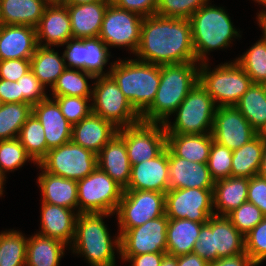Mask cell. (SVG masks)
<instances>
[{
    "label": "cell",
    "mask_w": 266,
    "mask_h": 266,
    "mask_svg": "<svg viewBox=\"0 0 266 266\" xmlns=\"http://www.w3.org/2000/svg\"><path fill=\"white\" fill-rule=\"evenodd\" d=\"M17 83L19 84L20 94H23V103H29L33 106L48 97L45 93V86L31 70L18 79Z\"/></svg>",
    "instance_id": "c3c4849f"
},
{
    "label": "cell",
    "mask_w": 266,
    "mask_h": 266,
    "mask_svg": "<svg viewBox=\"0 0 266 266\" xmlns=\"http://www.w3.org/2000/svg\"><path fill=\"white\" fill-rule=\"evenodd\" d=\"M208 266H257L250 256L243 252L233 256L219 258L214 262H209Z\"/></svg>",
    "instance_id": "11a10c76"
},
{
    "label": "cell",
    "mask_w": 266,
    "mask_h": 266,
    "mask_svg": "<svg viewBox=\"0 0 266 266\" xmlns=\"http://www.w3.org/2000/svg\"><path fill=\"white\" fill-rule=\"evenodd\" d=\"M109 75L141 116L153 103L160 84V65L129 59L111 63Z\"/></svg>",
    "instance_id": "277c9868"
},
{
    "label": "cell",
    "mask_w": 266,
    "mask_h": 266,
    "mask_svg": "<svg viewBox=\"0 0 266 266\" xmlns=\"http://www.w3.org/2000/svg\"><path fill=\"white\" fill-rule=\"evenodd\" d=\"M144 17L110 3L105 11L99 38L108 47H128L135 54L140 43Z\"/></svg>",
    "instance_id": "5bb4252c"
},
{
    "label": "cell",
    "mask_w": 266,
    "mask_h": 266,
    "mask_svg": "<svg viewBox=\"0 0 266 266\" xmlns=\"http://www.w3.org/2000/svg\"><path fill=\"white\" fill-rule=\"evenodd\" d=\"M125 142L131 165L157 157L166 148V130L163 123L140 121L118 129Z\"/></svg>",
    "instance_id": "4fadbf2b"
},
{
    "label": "cell",
    "mask_w": 266,
    "mask_h": 266,
    "mask_svg": "<svg viewBox=\"0 0 266 266\" xmlns=\"http://www.w3.org/2000/svg\"><path fill=\"white\" fill-rule=\"evenodd\" d=\"M68 245L38 233L28 237L25 266H59Z\"/></svg>",
    "instance_id": "d6a6232c"
},
{
    "label": "cell",
    "mask_w": 266,
    "mask_h": 266,
    "mask_svg": "<svg viewBox=\"0 0 266 266\" xmlns=\"http://www.w3.org/2000/svg\"><path fill=\"white\" fill-rule=\"evenodd\" d=\"M204 223L189 219H169L167 226V255L178 257L193 253Z\"/></svg>",
    "instance_id": "1f68e13d"
},
{
    "label": "cell",
    "mask_w": 266,
    "mask_h": 266,
    "mask_svg": "<svg viewBox=\"0 0 266 266\" xmlns=\"http://www.w3.org/2000/svg\"><path fill=\"white\" fill-rule=\"evenodd\" d=\"M39 165L48 173L79 181L97 167V155L69 141L48 151Z\"/></svg>",
    "instance_id": "7c38bea8"
},
{
    "label": "cell",
    "mask_w": 266,
    "mask_h": 266,
    "mask_svg": "<svg viewBox=\"0 0 266 266\" xmlns=\"http://www.w3.org/2000/svg\"><path fill=\"white\" fill-rule=\"evenodd\" d=\"M198 81L199 63L198 66L195 62L160 65L156 97L141 115V121L164 124Z\"/></svg>",
    "instance_id": "7a4b0ae2"
},
{
    "label": "cell",
    "mask_w": 266,
    "mask_h": 266,
    "mask_svg": "<svg viewBox=\"0 0 266 266\" xmlns=\"http://www.w3.org/2000/svg\"><path fill=\"white\" fill-rule=\"evenodd\" d=\"M257 21L259 27H261L264 32L262 36L266 39V12H259L257 15Z\"/></svg>",
    "instance_id": "680465c9"
},
{
    "label": "cell",
    "mask_w": 266,
    "mask_h": 266,
    "mask_svg": "<svg viewBox=\"0 0 266 266\" xmlns=\"http://www.w3.org/2000/svg\"><path fill=\"white\" fill-rule=\"evenodd\" d=\"M27 240L22 232L8 230L0 233V266H25Z\"/></svg>",
    "instance_id": "ab89813d"
},
{
    "label": "cell",
    "mask_w": 266,
    "mask_h": 266,
    "mask_svg": "<svg viewBox=\"0 0 266 266\" xmlns=\"http://www.w3.org/2000/svg\"><path fill=\"white\" fill-rule=\"evenodd\" d=\"M111 1L85 4H65L75 39L96 38L101 31L105 11Z\"/></svg>",
    "instance_id": "484cf974"
},
{
    "label": "cell",
    "mask_w": 266,
    "mask_h": 266,
    "mask_svg": "<svg viewBox=\"0 0 266 266\" xmlns=\"http://www.w3.org/2000/svg\"><path fill=\"white\" fill-rule=\"evenodd\" d=\"M97 1H110V0H63V4H85L94 3Z\"/></svg>",
    "instance_id": "94428289"
},
{
    "label": "cell",
    "mask_w": 266,
    "mask_h": 266,
    "mask_svg": "<svg viewBox=\"0 0 266 266\" xmlns=\"http://www.w3.org/2000/svg\"><path fill=\"white\" fill-rule=\"evenodd\" d=\"M166 215L148 220L143 225L126 230L120 236V256H135L145 253H167Z\"/></svg>",
    "instance_id": "2e32d148"
},
{
    "label": "cell",
    "mask_w": 266,
    "mask_h": 266,
    "mask_svg": "<svg viewBox=\"0 0 266 266\" xmlns=\"http://www.w3.org/2000/svg\"><path fill=\"white\" fill-rule=\"evenodd\" d=\"M160 266H177V257L166 255Z\"/></svg>",
    "instance_id": "91938a15"
},
{
    "label": "cell",
    "mask_w": 266,
    "mask_h": 266,
    "mask_svg": "<svg viewBox=\"0 0 266 266\" xmlns=\"http://www.w3.org/2000/svg\"><path fill=\"white\" fill-rule=\"evenodd\" d=\"M111 3L121 9L148 17L156 14L159 0H110Z\"/></svg>",
    "instance_id": "f907efd6"
},
{
    "label": "cell",
    "mask_w": 266,
    "mask_h": 266,
    "mask_svg": "<svg viewBox=\"0 0 266 266\" xmlns=\"http://www.w3.org/2000/svg\"><path fill=\"white\" fill-rule=\"evenodd\" d=\"M98 168L123 189L129 184L130 164L124 139L117 133L97 154Z\"/></svg>",
    "instance_id": "4316f807"
},
{
    "label": "cell",
    "mask_w": 266,
    "mask_h": 266,
    "mask_svg": "<svg viewBox=\"0 0 266 266\" xmlns=\"http://www.w3.org/2000/svg\"><path fill=\"white\" fill-rule=\"evenodd\" d=\"M136 55L156 65L196 62L189 19L144 17Z\"/></svg>",
    "instance_id": "6da1fadb"
},
{
    "label": "cell",
    "mask_w": 266,
    "mask_h": 266,
    "mask_svg": "<svg viewBox=\"0 0 266 266\" xmlns=\"http://www.w3.org/2000/svg\"><path fill=\"white\" fill-rule=\"evenodd\" d=\"M169 161L166 147L157 157L132 165L129 184L124 190H169Z\"/></svg>",
    "instance_id": "d6986e66"
},
{
    "label": "cell",
    "mask_w": 266,
    "mask_h": 266,
    "mask_svg": "<svg viewBox=\"0 0 266 266\" xmlns=\"http://www.w3.org/2000/svg\"><path fill=\"white\" fill-rule=\"evenodd\" d=\"M38 46H63L73 38L67 6L63 3L47 5L36 26ZM45 43H42L44 42Z\"/></svg>",
    "instance_id": "ffe728a7"
},
{
    "label": "cell",
    "mask_w": 266,
    "mask_h": 266,
    "mask_svg": "<svg viewBox=\"0 0 266 266\" xmlns=\"http://www.w3.org/2000/svg\"><path fill=\"white\" fill-rule=\"evenodd\" d=\"M167 253H145L135 256H121L122 260L128 261L131 266H160Z\"/></svg>",
    "instance_id": "db71d44e"
},
{
    "label": "cell",
    "mask_w": 266,
    "mask_h": 266,
    "mask_svg": "<svg viewBox=\"0 0 266 266\" xmlns=\"http://www.w3.org/2000/svg\"><path fill=\"white\" fill-rule=\"evenodd\" d=\"M117 132L111 122L91 113L72 126L71 141L97 155Z\"/></svg>",
    "instance_id": "cb8c5ba5"
},
{
    "label": "cell",
    "mask_w": 266,
    "mask_h": 266,
    "mask_svg": "<svg viewBox=\"0 0 266 266\" xmlns=\"http://www.w3.org/2000/svg\"><path fill=\"white\" fill-rule=\"evenodd\" d=\"M247 201L255 204L266 217V180L258 175L249 178Z\"/></svg>",
    "instance_id": "816d5d0a"
},
{
    "label": "cell",
    "mask_w": 266,
    "mask_h": 266,
    "mask_svg": "<svg viewBox=\"0 0 266 266\" xmlns=\"http://www.w3.org/2000/svg\"><path fill=\"white\" fill-rule=\"evenodd\" d=\"M46 7L42 0H0V22L36 27Z\"/></svg>",
    "instance_id": "4dcf8cb0"
},
{
    "label": "cell",
    "mask_w": 266,
    "mask_h": 266,
    "mask_svg": "<svg viewBox=\"0 0 266 266\" xmlns=\"http://www.w3.org/2000/svg\"><path fill=\"white\" fill-rule=\"evenodd\" d=\"M26 161H32L18 138L0 141V174L6 179V172L22 167Z\"/></svg>",
    "instance_id": "b9f144b4"
},
{
    "label": "cell",
    "mask_w": 266,
    "mask_h": 266,
    "mask_svg": "<svg viewBox=\"0 0 266 266\" xmlns=\"http://www.w3.org/2000/svg\"><path fill=\"white\" fill-rule=\"evenodd\" d=\"M255 2L259 3L260 5L264 6L263 8L266 7V0H254ZM261 12H266V10H262Z\"/></svg>",
    "instance_id": "03108f58"
},
{
    "label": "cell",
    "mask_w": 266,
    "mask_h": 266,
    "mask_svg": "<svg viewBox=\"0 0 266 266\" xmlns=\"http://www.w3.org/2000/svg\"><path fill=\"white\" fill-rule=\"evenodd\" d=\"M227 217L235 228L245 236L265 217L262 211L251 202H244L230 212Z\"/></svg>",
    "instance_id": "f6af8a7d"
},
{
    "label": "cell",
    "mask_w": 266,
    "mask_h": 266,
    "mask_svg": "<svg viewBox=\"0 0 266 266\" xmlns=\"http://www.w3.org/2000/svg\"><path fill=\"white\" fill-rule=\"evenodd\" d=\"M235 61L244 69L254 84H266V39L262 36Z\"/></svg>",
    "instance_id": "60d3db41"
},
{
    "label": "cell",
    "mask_w": 266,
    "mask_h": 266,
    "mask_svg": "<svg viewBox=\"0 0 266 266\" xmlns=\"http://www.w3.org/2000/svg\"><path fill=\"white\" fill-rule=\"evenodd\" d=\"M78 214L73 209L42 202L41 231L38 234L55 238L70 246L74 239Z\"/></svg>",
    "instance_id": "d4e9b609"
},
{
    "label": "cell",
    "mask_w": 266,
    "mask_h": 266,
    "mask_svg": "<svg viewBox=\"0 0 266 266\" xmlns=\"http://www.w3.org/2000/svg\"><path fill=\"white\" fill-rule=\"evenodd\" d=\"M232 156V150L215 141L212 142L207 165L214 181L231 176Z\"/></svg>",
    "instance_id": "7bdbcfd3"
},
{
    "label": "cell",
    "mask_w": 266,
    "mask_h": 266,
    "mask_svg": "<svg viewBox=\"0 0 266 266\" xmlns=\"http://www.w3.org/2000/svg\"><path fill=\"white\" fill-rule=\"evenodd\" d=\"M199 82L217 107L235 106L252 84L249 75L236 61L220 64L212 71L208 61L199 63Z\"/></svg>",
    "instance_id": "8992f818"
},
{
    "label": "cell",
    "mask_w": 266,
    "mask_h": 266,
    "mask_svg": "<svg viewBox=\"0 0 266 266\" xmlns=\"http://www.w3.org/2000/svg\"><path fill=\"white\" fill-rule=\"evenodd\" d=\"M249 178L228 177L215 181L213 188L214 215L227 216L247 201Z\"/></svg>",
    "instance_id": "f1b7e54d"
},
{
    "label": "cell",
    "mask_w": 266,
    "mask_h": 266,
    "mask_svg": "<svg viewBox=\"0 0 266 266\" xmlns=\"http://www.w3.org/2000/svg\"><path fill=\"white\" fill-rule=\"evenodd\" d=\"M30 71V59H7L0 61V79L17 81Z\"/></svg>",
    "instance_id": "681fc988"
},
{
    "label": "cell",
    "mask_w": 266,
    "mask_h": 266,
    "mask_svg": "<svg viewBox=\"0 0 266 266\" xmlns=\"http://www.w3.org/2000/svg\"><path fill=\"white\" fill-rule=\"evenodd\" d=\"M42 169L38 176L42 201L52 205H58L73 210L78 209V186L77 181L56 176Z\"/></svg>",
    "instance_id": "83f0119b"
},
{
    "label": "cell",
    "mask_w": 266,
    "mask_h": 266,
    "mask_svg": "<svg viewBox=\"0 0 266 266\" xmlns=\"http://www.w3.org/2000/svg\"><path fill=\"white\" fill-rule=\"evenodd\" d=\"M32 113L38 118L44 129L47 153L71 141L72 125L66 120L54 98L47 97L32 106Z\"/></svg>",
    "instance_id": "7402d4cb"
},
{
    "label": "cell",
    "mask_w": 266,
    "mask_h": 266,
    "mask_svg": "<svg viewBox=\"0 0 266 266\" xmlns=\"http://www.w3.org/2000/svg\"><path fill=\"white\" fill-rule=\"evenodd\" d=\"M212 134H166V147L175 155L198 163H208Z\"/></svg>",
    "instance_id": "f546056e"
},
{
    "label": "cell",
    "mask_w": 266,
    "mask_h": 266,
    "mask_svg": "<svg viewBox=\"0 0 266 266\" xmlns=\"http://www.w3.org/2000/svg\"><path fill=\"white\" fill-rule=\"evenodd\" d=\"M169 189L201 188L213 189L207 163H198L175 156L168 149Z\"/></svg>",
    "instance_id": "44dd1931"
},
{
    "label": "cell",
    "mask_w": 266,
    "mask_h": 266,
    "mask_svg": "<svg viewBox=\"0 0 266 266\" xmlns=\"http://www.w3.org/2000/svg\"><path fill=\"white\" fill-rule=\"evenodd\" d=\"M94 80L96 81L92 84V113L111 122L118 129L141 121V116L110 75L98 76Z\"/></svg>",
    "instance_id": "9c48e42d"
},
{
    "label": "cell",
    "mask_w": 266,
    "mask_h": 266,
    "mask_svg": "<svg viewBox=\"0 0 266 266\" xmlns=\"http://www.w3.org/2000/svg\"><path fill=\"white\" fill-rule=\"evenodd\" d=\"M165 215L169 219L207 223L214 215L213 189H169L165 193Z\"/></svg>",
    "instance_id": "9a60e30c"
},
{
    "label": "cell",
    "mask_w": 266,
    "mask_h": 266,
    "mask_svg": "<svg viewBox=\"0 0 266 266\" xmlns=\"http://www.w3.org/2000/svg\"><path fill=\"white\" fill-rule=\"evenodd\" d=\"M42 1H44L47 5L60 4L63 2V0H42Z\"/></svg>",
    "instance_id": "e7e4bbea"
},
{
    "label": "cell",
    "mask_w": 266,
    "mask_h": 266,
    "mask_svg": "<svg viewBox=\"0 0 266 266\" xmlns=\"http://www.w3.org/2000/svg\"><path fill=\"white\" fill-rule=\"evenodd\" d=\"M211 134L216 143L233 151L253 139L257 131L235 106H219Z\"/></svg>",
    "instance_id": "ac0fdd59"
},
{
    "label": "cell",
    "mask_w": 266,
    "mask_h": 266,
    "mask_svg": "<svg viewBox=\"0 0 266 266\" xmlns=\"http://www.w3.org/2000/svg\"><path fill=\"white\" fill-rule=\"evenodd\" d=\"M210 0H159L156 14L163 17L189 19Z\"/></svg>",
    "instance_id": "ee69618b"
},
{
    "label": "cell",
    "mask_w": 266,
    "mask_h": 266,
    "mask_svg": "<svg viewBox=\"0 0 266 266\" xmlns=\"http://www.w3.org/2000/svg\"><path fill=\"white\" fill-rule=\"evenodd\" d=\"M119 235L165 215V193L148 190H124L116 210Z\"/></svg>",
    "instance_id": "8fae6325"
},
{
    "label": "cell",
    "mask_w": 266,
    "mask_h": 266,
    "mask_svg": "<svg viewBox=\"0 0 266 266\" xmlns=\"http://www.w3.org/2000/svg\"><path fill=\"white\" fill-rule=\"evenodd\" d=\"M265 142L256 135L242 147L233 150L232 177L251 178L259 172Z\"/></svg>",
    "instance_id": "e575fe53"
},
{
    "label": "cell",
    "mask_w": 266,
    "mask_h": 266,
    "mask_svg": "<svg viewBox=\"0 0 266 266\" xmlns=\"http://www.w3.org/2000/svg\"><path fill=\"white\" fill-rule=\"evenodd\" d=\"M245 252L244 236L227 216L213 215L200 229L193 253L214 262L222 257Z\"/></svg>",
    "instance_id": "ba28073f"
},
{
    "label": "cell",
    "mask_w": 266,
    "mask_h": 266,
    "mask_svg": "<svg viewBox=\"0 0 266 266\" xmlns=\"http://www.w3.org/2000/svg\"><path fill=\"white\" fill-rule=\"evenodd\" d=\"M216 104L198 81L174 112L175 121L164 123L166 134L212 133Z\"/></svg>",
    "instance_id": "52a82bcc"
},
{
    "label": "cell",
    "mask_w": 266,
    "mask_h": 266,
    "mask_svg": "<svg viewBox=\"0 0 266 266\" xmlns=\"http://www.w3.org/2000/svg\"><path fill=\"white\" fill-rule=\"evenodd\" d=\"M111 213H80L71 243L72 253L85 256L91 266H115V250L120 255V235L111 238L103 221ZM112 239V240H111Z\"/></svg>",
    "instance_id": "3957f363"
},
{
    "label": "cell",
    "mask_w": 266,
    "mask_h": 266,
    "mask_svg": "<svg viewBox=\"0 0 266 266\" xmlns=\"http://www.w3.org/2000/svg\"><path fill=\"white\" fill-rule=\"evenodd\" d=\"M18 139L36 164H39L47 155L44 129L33 113L21 127Z\"/></svg>",
    "instance_id": "74e56055"
},
{
    "label": "cell",
    "mask_w": 266,
    "mask_h": 266,
    "mask_svg": "<svg viewBox=\"0 0 266 266\" xmlns=\"http://www.w3.org/2000/svg\"><path fill=\"white\" fill-rule=\"evenodd\" d=\"M177 266H208V262L194 253L177 257Z\"/></svg>",
    "instance_id": "9f6ffc18"
},
{
    "label": "cell",
    "mask_w": 266,
    "mask_h": 266,
    "mask_svg": "<svg viewBox=\"0 0 266 266\" xmlns=\"http://www.w3.org/2000/svg\"><path fill=\"white\" fill-rule=\"evenodd\" d=\"M245 252L258 266L266 259V217L244 236Z\"/></svg>",
    "instance_id": "7dc6e473"
},
{
    "label": "cell",
    "mask_w": 266,
    "mask_h": 266,
    "mask_svg": "<svg viewBox=\"0 0 266 266\" xmlns=\"http://www.w3.org/2000/svg\"><path fill=\"white\" fill-rule=\"evenodd\" d=\"M77 213L115 214L124 189L98 167L77 181Z\"/></svg>",
    "instance_id": "30bf717a"
},
{
    "label": "cell",
    "mask_w": 266,
    "mask_h": 266,
    "mask_svg": "<svg viewBox=\"0 0 266 266\" xmlns=\"http://www.w3.org/2000/svg\"><path fill=\"white\" fill-rule=\"evenodd\" d=\"M209 4L200 7L189 18L197 63L207 62V53L227 48L233 38L241 37L225 9Z\"/></svg>",
    "instance_id": "5b68a950"
},
{
    "label": "cell",
    "mask_w": 266,
    "mask_h": 266,
    "mask_svg": "<svg viewBox=\"0 0 266 266\" xmlns=\"http://www.w3.org/2000/svg\"><path fill=\"white\" fill-rule=\"evenodd\" d=\"M64 55L59 56L54 48L38 46L30 59V70L45 86L52 88L66 69Z\"/></svg>",
    "instance_id": "836d02e7"
},
{
    "label": "cell",
    "mask_w": 266,
    "mask_h": 266,
    "mask_svg": "<svg viewBox=\"0 0 266 266\" xmlns=\"http://www.w3.org/2000/svg\"><path fill=\"white\" fill-rule=\"evenodd\" d=\"M88 79L94 80L95 77L83 70L66 68L51 88L52 96L92 98V88L88 84Z\"/></svg>",
    "instance_id": "8d00e7d4"
},
{
    "label": "cell",
    "mask_w": 266,
    "mask_h": 266,
    "mask_svg": "<svg viewBox=\"0 0 266 266\" xmlns=\"http://www.w3.org/2000/svg\"><path fill=\"white\" fill-rule=\"evenodd\" d=\"M58 103L62 114L73 126L92 113L91 98L77 96H52Z\"/></svg>",
    "instance_id": "bcb514c9"
},
{
    "label": "cell",
    "mask_w": 266,
    "mask_h": 266,
    "mask_svg": "<svg viewBox=\"0 0 266 266\" xmlns=\"http://www.w3.org/2000/svg\"><path fill=\"white\" fill-rule=\"evenodd\" d=\"M37 47L36 27L1 24L0 61L31 59Z\"/></svg>",
    "instance_id": "603a6c76"
},
{
    "label": "cell",
    "mask_w": 266,
    "mask_h": 266,
    "mask_svg": "<svg viewBox=\"0 0 266 266\" xmlns=\"http://www.w3.org/2000/svg\"><path fill=\"white\" fill-rule=\"evenodd\" d=\"M257 135L266 143V123L259 129Z\"/></svg>",
    "instance_id": "6125c7cd"
},
{
    "label": "cell",
    "mask_w": 266,
    "mask_h": 266,
    "mask_svg": "<svg viewBox=\"0 0 266 266\" xmlns=\"http://www.w3.org/2000/svg\"><path fill=\"white\" fill-rule=\"evenodd\" d=\"M235 107L258 132L266 123V84L252 83Z\"/></svg>",
    "instance_id": "d590c367"
},
{
    "label": "cell",
    "mask_w": 266,
    "mask_h": 266,
    "mask_svg": "<svg viewBox=\"0 0 266 266\" xmlns=\"http://www.w3.org/2000/svg\"><path fill=\"white\" fill-rule=\"evenodd\" d=\"M257 175L266 180V143L263 148L261 165Z\"/></svg>",
    "instance_id": "6f0895ef"
},
{
    "label": "cell",
    "mask_w": 266,
    "mask_h": 266,
    "mask_svg": "<svg viewBox=\"0 0 266 266\" xmlns=\"http://www.w3.org/2000/svg\"><path fill=\"white\" fill-rule=\"evenodd\" d=\"M31 114L29 103H1L0 141L18 138L21 127Z\"/></svg>",
    "instance_id": "f35d334b"
},
{
    "label": "cell",
    "mask_w": 266,
    "mask_h": 266,
    "mask_svg": "<svg viewBox=\"0 0 266 266\" xmlns=\"http://www.w3.org/2000/svg\"><path fill=\"white\" fill-rule=\"evenodd\" d=\"M64 45V60L68 61L67 68L79 69L92 74L94 77L109 75L103 71L107 64L110 53L106 43L100 39H69Z\"/></svg>",
    "instance_id": "e0dca14e"
},
{
    "label": "cell",
    "mask_w": 266,
    "mask_h": 266,
    "mask_svg": "<svg viewBox=\"0 0 266 266\" xmlns=\"http://www.w3.org/2000/svg\"><path fill=\"white\" fill-rule=\"evenodd\" d=\"M4 181H6L5 178L0 174V197L3 195V185H5Z\"/></svg>",
    "instance_id": "be15d7a7"
},
{
    "label": "cell",
    "mask_w": 266,
    "mask_h": 266,
    "mask_svg": "<svg viewBox=\"0 0 266 266\" xmlns=\"http://www.w3.org/2000/svg\"><path fill=\"white\" fill-rule=\"evenodd\" d=\"M0 103H23L17 81L0 79Z\"/></svg>",
    "instance_id": "f5cc1de1"
}]
</instances>
